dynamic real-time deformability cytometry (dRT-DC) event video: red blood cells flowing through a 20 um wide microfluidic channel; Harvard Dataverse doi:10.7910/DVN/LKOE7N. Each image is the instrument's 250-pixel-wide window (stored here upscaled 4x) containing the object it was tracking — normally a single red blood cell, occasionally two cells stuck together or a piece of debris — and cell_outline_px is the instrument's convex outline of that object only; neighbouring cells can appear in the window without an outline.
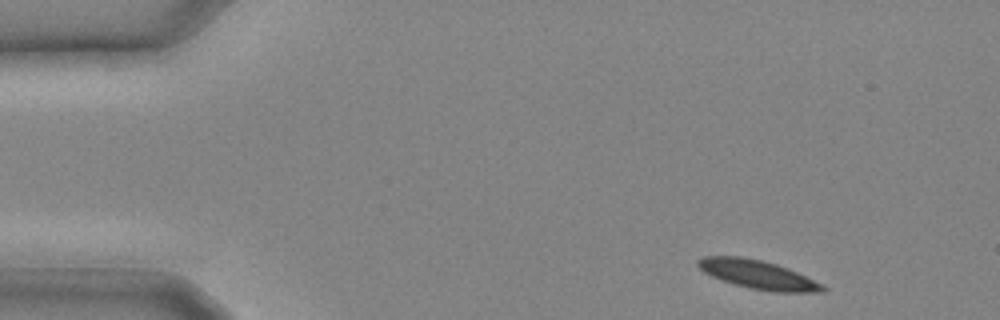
{"species": "common noctule bat (a hibernating species)", "species_latin": "Nyctalus noctula", "temperature_condition": "cold", "stored_images_in_passage": 16, "camera_frame_rate_fps": 3000, "um_per_image_px": 0.085, "animal": {"sex": "male", "body_mass_g": 20.4}, "frame": {"image": 1, "passage_image": 1, "time_ms": 0.0, "image_size_px": [1000, 320], "cell_outline_px": [[828, 288], [824, 292], [772, 292], [748, 288], [712, 276], [704, 272], [696, 264], [696, 260], [704, 256], [740, 256], [760, 260], [776, 264], [788, 268]], "centroid_in_image_um": [64.39, 23.34], "position_along_channel_um": 20.6, "area_um2": 20.58}}
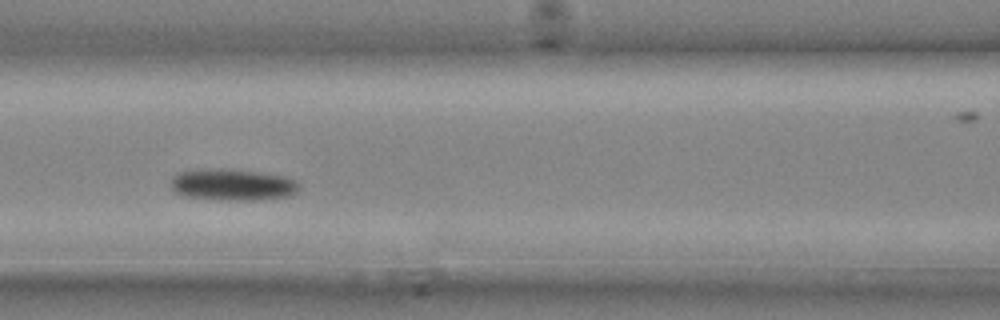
{"frame": {"image": 2, "passage_image": 10, "time_ms": 3.0, "image_size_px": [1000, 320], "cell_outline_px": [[300, 188], [292, 196], [264, 200], [220, 200], [184, 196], [176, 192], [172, 188], [172, 176], [180, 172], [196, 168], [228, 168], [260, 172], [284, 176], [296, 180], [300, 184]], "centroid_in_image_um": [19.8, 15.69], "position_along_channel_um": 146.8, "area_um2": 24.22}}
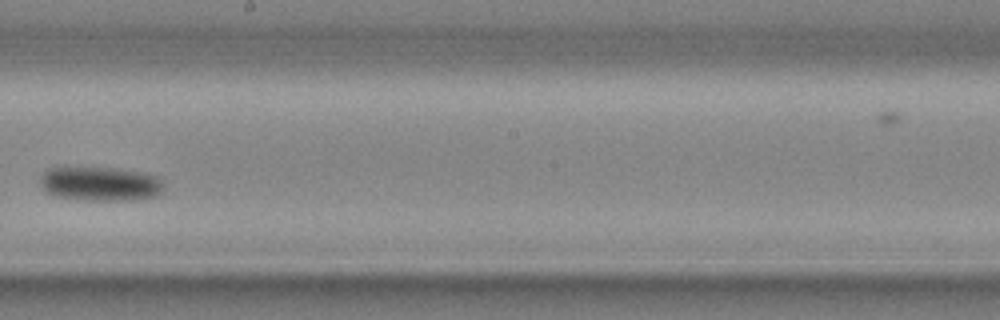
{"frame": {"image": 3, "passage_image": 14, "time_ms": 4.333, "image_size_px": [1000, 320], "cell_outline_px": [[164, 188], [156, 196], [140, 200], [80, 200], [56, 196], [44, 192], [40, 184], [40, 176], [48, 168], [60, 164], [116, 168], [144, 172], [156, 176], [164, 180]], "centroid_in_image_um": [8.47, 15.58], "position_along_channel_um": 239.7, "area_um2": 26.01}}